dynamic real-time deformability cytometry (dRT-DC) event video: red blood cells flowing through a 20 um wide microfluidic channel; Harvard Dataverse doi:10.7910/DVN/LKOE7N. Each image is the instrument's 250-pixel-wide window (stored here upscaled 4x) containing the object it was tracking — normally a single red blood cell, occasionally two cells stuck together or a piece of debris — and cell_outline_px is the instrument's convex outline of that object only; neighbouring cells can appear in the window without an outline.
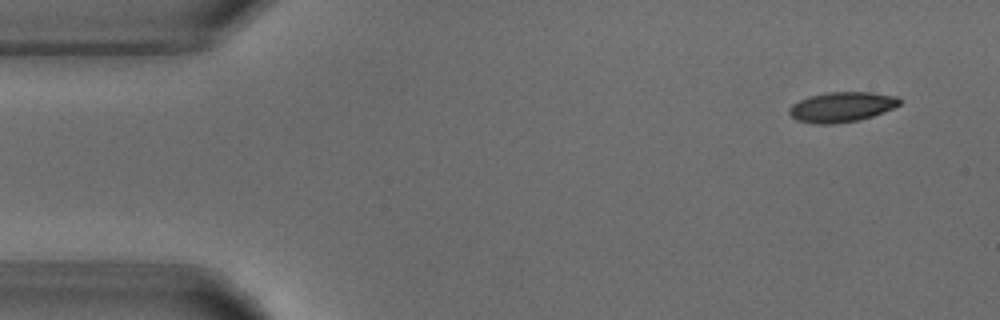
{"species": "common noctule bat (a hibernating species)", "species_latin": "Nyctalus noctula", "temperature_condition": "warm", "stored_images_in_passage": 3, "camera_frame_rate_fps": 3000, "um_per_image_px": 0.085, "animal": {"sex": "male", "body_mass_g": 18.8}, "frame": {"image": 1, "passage_image": 1, "time_ms": 0.0, "image_size_px": [1000, 320], "cell_outline_px": [[900, 104], [884, 112], [860, 120], [832, 124], [816, 124], [796, 120], [788, 112], [788, 108], [792, 104], [808, 96], [828, 92], [872, 92], [896, 96], [900, 100]], "centroid_in_image_um": [71.52, 9.09], "position_along_channel_um": 13.5, "area_um2": 19.36}}